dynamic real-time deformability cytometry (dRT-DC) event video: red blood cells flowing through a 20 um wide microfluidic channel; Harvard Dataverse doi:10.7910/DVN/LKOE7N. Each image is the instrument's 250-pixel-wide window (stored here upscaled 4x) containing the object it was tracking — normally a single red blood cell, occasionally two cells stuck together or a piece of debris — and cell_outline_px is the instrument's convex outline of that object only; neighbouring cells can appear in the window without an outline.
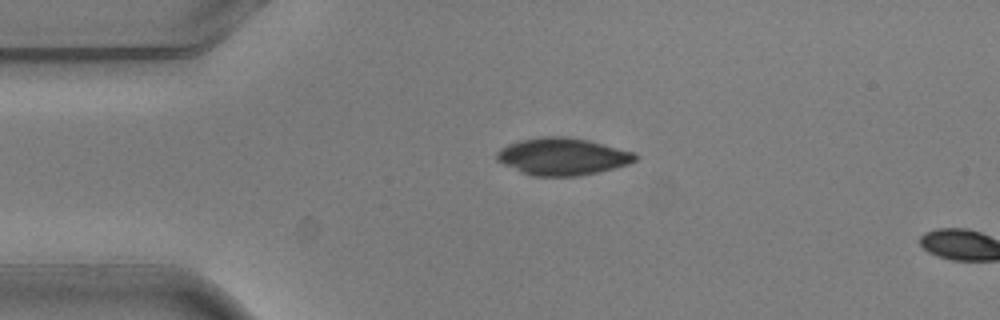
{"species": "common noctule bat (a hibernating species)", "species_latin": "Nyctalus noctula", "temperature_condition": "warm", "stored_images_in_passage": 2, "segment_of_instrument_passage": [1, 2], "camera_frame_rate_fps": 3000, "um_per_image_px": 0.085, "animal": {"sex": "male", "body_mass_g": 20.5, "forearm_length_mm": 52.5}, "frame": {"image": 1, "passage_image": 1, "time_ms": 0.0, "image_size_px": [1000, 320], "cell_outline_px": [[640, 156], [636, 160], [628, 164], [596, 172], [576, 176], [532, 176], [520, 172], [496, 160], [496, 152], [500, 148], [508, 144], [520, 140], [544, 136], [568, 136], [588, 140], [636, 152]], "centroid_in_image_um": [47.81, 13.29], "position_along_channel_um": 37.2, "area_um2": 30.11}}